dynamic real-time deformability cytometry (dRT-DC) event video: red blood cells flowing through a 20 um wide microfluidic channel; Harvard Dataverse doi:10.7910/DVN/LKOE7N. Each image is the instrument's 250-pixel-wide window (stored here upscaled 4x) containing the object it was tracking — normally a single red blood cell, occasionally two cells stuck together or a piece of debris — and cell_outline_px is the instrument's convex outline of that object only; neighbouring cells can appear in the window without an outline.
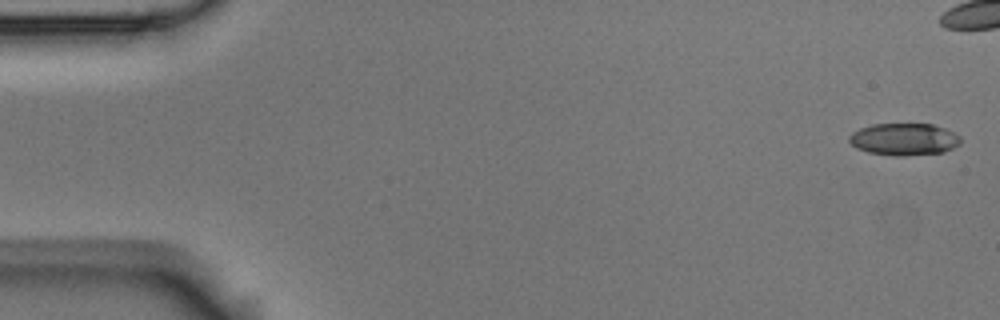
{"species": "Egyptian fruit bat (a non-hibernating species)", "species_latin": "Rousettus aegyptiacus", "temperature_condition": "room temperature", "stored_images_in_passage": 6, "camera_frame_rate_fps": 3000, "um_per_image_px": 0.085, "animal": {"sex": "male"}, "frame": {"image": 1, "passage_image": 1, "time_ms": 0.0, "image_size_px": [1000, 320], "cell_outline_px": [[960, 144], [944, 152], [904, 156], [896, 156], [868, 152], [856, 148], [848, 140], [848, 136], [852, 132], [860, 128], [872, 124], [932, 124], [944, 128], [960, 136]], "centroid_in_image_um": [76.82, 11.84], "position_along_channel_um": 8.2, "area_um2": 20.87}}